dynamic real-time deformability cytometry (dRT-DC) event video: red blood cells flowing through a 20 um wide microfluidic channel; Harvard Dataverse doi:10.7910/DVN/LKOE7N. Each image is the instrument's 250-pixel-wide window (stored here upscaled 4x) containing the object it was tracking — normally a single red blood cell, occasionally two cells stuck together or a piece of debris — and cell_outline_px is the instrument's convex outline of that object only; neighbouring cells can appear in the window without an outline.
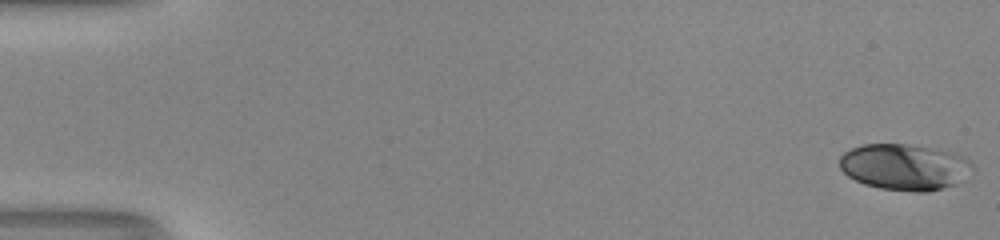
{"species": "human", "species_latin": "Homo sapiens", "temperature_condition": "room temperature", "stored_images_in_passage": 53, "camera_frame_rate_fps": 3000, "um_per_image_px": 0.085, "donor": {"sex": "male"}, "frame": {"image": 1, "passage_image": 1, "time_ms": 0.0, "image_size_px": [1000, 240], "cell_outline_px": [[972, 168], [956, 184], [928, 192], [916, 192], [880, 188], [864, 184], [848, 176], [840, 168], [840, 156], [844, 152], [852, 148], [864, 144], [908, 144], [956, 152], [968, 160], [972, 164]], "centroid_in_image_um": [76.87, 14.18], "position_along_channel_um": 8.1, "area_um2": 35.6}}
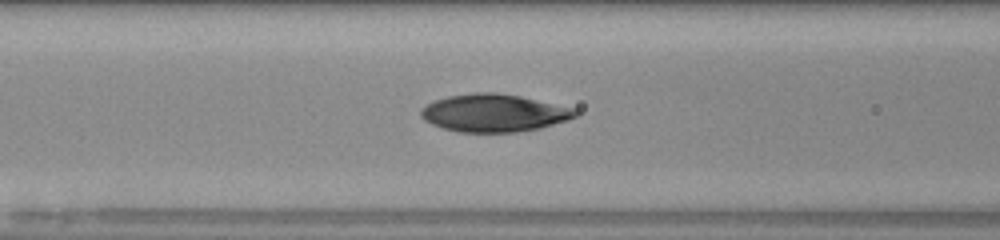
{"frame": {"image": 2, "passage_image": 23, "time_ms": 7.333, "image_size_px": [1000, 240], "cell_outline_px": [[580, 112], [576, 116], [568, 120], [540, 128], [516, 132], [456, 132], [432, 124], [424, 120], [420, 116], [420, 108], [436, 100], [448, 96], [476, 92], [496, 92], [520, 96], [576, 108]], "centroid_in_image_um": [42.0, 9.6], "position_along_channel_um": 124.6, "area_um2": 34.04}}
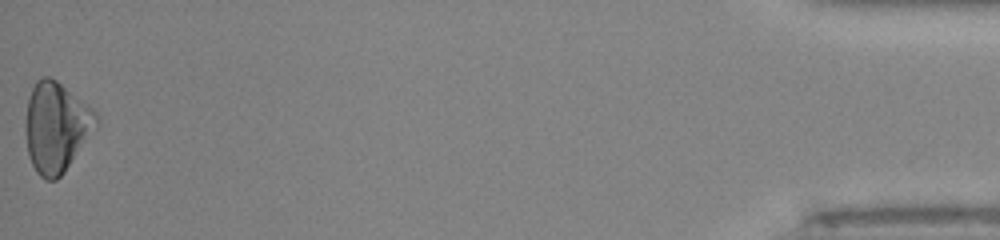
{"frame": {"image": 3, "passage_image": 53, "time_ms": 17.333, "image_size_px": [1000, 240], "cell_outline_px": [[100, 120], [64, 172], [56, 180], [44, 180], [36, 172], [28, 156], [24, 128], [24, 120], [28, 100], [32, 88], [36, 80], [40, 76], [48, 76], [56, 80], [92, 108], [100, 116]], "centroid_in_image_um": [4.74, 10.79], "position_along_channel_um": 430.5, "area_um2": 37.11}, "authors_computed_cell_mechanics": {"area_um2": 33.5818, "velocity_mm_per_s": 4.0325, "shape_relaxation_time_tau1_ms": 4.821, "shape_relaxation_time_tau2_ms": 3.191, "deformation_change_tau1": 0.1765, "deformation_change_tau2": 0.0584}}